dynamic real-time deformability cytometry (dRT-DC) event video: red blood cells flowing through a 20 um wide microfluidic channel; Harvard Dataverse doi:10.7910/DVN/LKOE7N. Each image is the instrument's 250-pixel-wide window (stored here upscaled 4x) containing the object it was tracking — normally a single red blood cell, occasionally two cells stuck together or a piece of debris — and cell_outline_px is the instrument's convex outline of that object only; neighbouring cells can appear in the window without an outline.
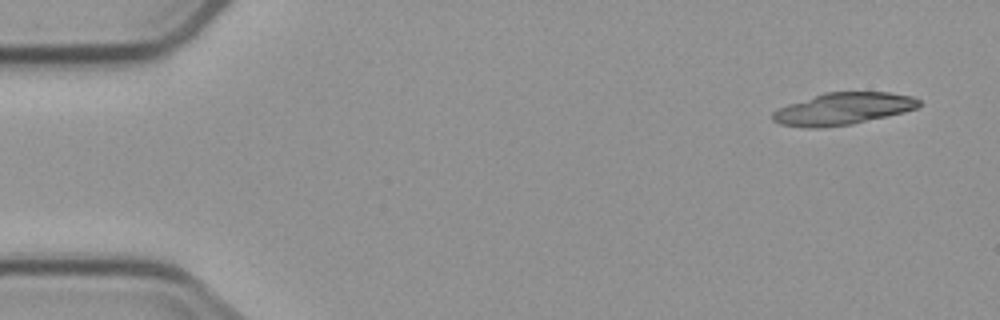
{"species": "common noctule bat (a hibernating species)", "species_latin": "Nyctalus noctula", "temperature_condition": "cold", "stored_images_in_passage": 5, "segment_of_instrument_passage": [1, 2], "camera_frame_rate_fps": 3000, "um_per_image_px": 0.085, "animal": {"sex": "male", "body_mass_g": 23.1, "forearm_length_mm": 52.7}, "frame": {"image": 1, "passage_image": 1, "time_ms": 0.0, "image_size_px": [1000, 320], "cell_outline_px": [[920, 104], [916, 108], [904, 112], [852, 124], [820, 128], [808, 128], [780, 124], [772, 120], [772, 112], [788, 104], [824, 92], [888, 92], [912, 96], [920, 100]], "centroid_in_image_um": [71.64, 9.24], "position_along_channel_um": 13.4, "area_um2": 27.22}}